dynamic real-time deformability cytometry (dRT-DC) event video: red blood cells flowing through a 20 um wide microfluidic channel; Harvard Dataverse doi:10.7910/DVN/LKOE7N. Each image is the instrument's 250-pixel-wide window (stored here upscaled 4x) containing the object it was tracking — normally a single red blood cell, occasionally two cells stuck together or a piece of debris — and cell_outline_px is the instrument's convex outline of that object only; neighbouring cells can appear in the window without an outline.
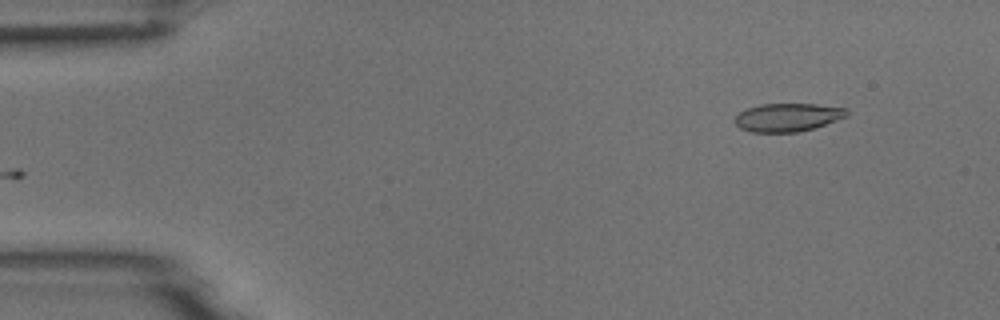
{"species": "common noctule bat (a hibernating species)", "species_latin": "Nyctalus noctula", "temperature_condition": "room temperature", "stored_images_in_passage": 3, "camera_frame_rate_fps": 3000, "um_per_image_px": 0.085, "animal": {"sex": "male", "body_mass_g": 18.8}, "frame": {"image": 1, "passage_image": 3, "time_ms": 2.333, "image_size_px": [1000, 320], "cell_outline_px": [[848, 116], [816, 128], [796, 132], [752, 132], [740, 128], [736, 124], [736, 116], [740, 112], [748, 108], [760, 104], [816, 104], [848, 108]], "centroid_in_image_um": [67.0, 9.97], "position_along_channel_um": 18.0, "area_um2": 18.44}}